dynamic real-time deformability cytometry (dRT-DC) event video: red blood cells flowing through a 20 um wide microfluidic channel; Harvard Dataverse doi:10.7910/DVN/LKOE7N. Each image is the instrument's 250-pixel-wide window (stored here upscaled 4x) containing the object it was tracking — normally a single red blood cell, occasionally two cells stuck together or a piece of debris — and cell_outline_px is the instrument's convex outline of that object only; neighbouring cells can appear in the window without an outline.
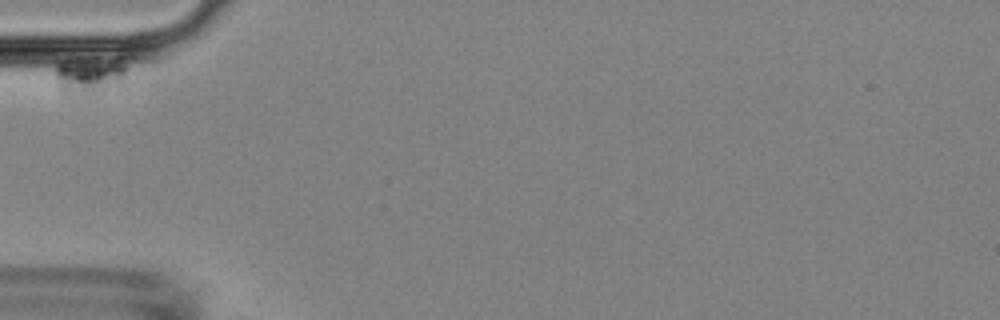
{"species": "Egyptian fruit bat (a non-hibernating species)", "species_latin": "Rousettus aegyptiacus", "temperature_condition": "room temperature", "stored_images_in_passage": 3, "camera_frame_rate_fps": 3000, "um_per_image_px": 0.085, "animal": {"sex": "female"}, "frame": {"image": 1, "passage_image": 1, "time_ms": 0.0, "image_size_px": [1000, 320], "cell_outline_px": [[136, 56], [124, 80], [120, 84], [92, 96], [64, 96], [60, 92], [56, 80], [56, 60], [68, 56], [128, 52], [132, 52]], "centroid_in_image_um": [7.83, 6.19], "position_along_channel_um": 77.2, "area_um2": 19.59}}